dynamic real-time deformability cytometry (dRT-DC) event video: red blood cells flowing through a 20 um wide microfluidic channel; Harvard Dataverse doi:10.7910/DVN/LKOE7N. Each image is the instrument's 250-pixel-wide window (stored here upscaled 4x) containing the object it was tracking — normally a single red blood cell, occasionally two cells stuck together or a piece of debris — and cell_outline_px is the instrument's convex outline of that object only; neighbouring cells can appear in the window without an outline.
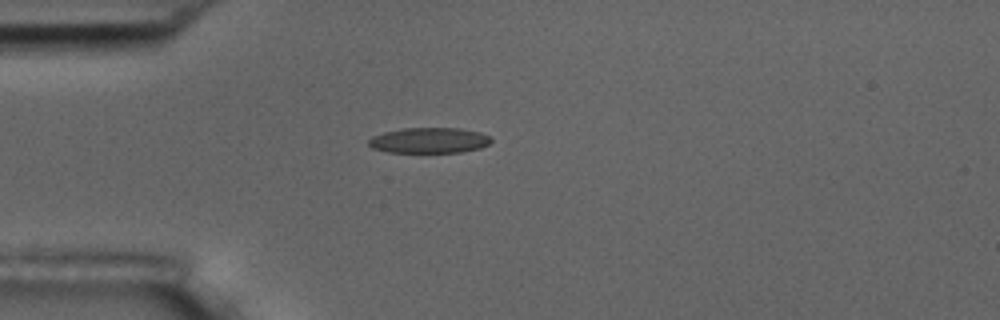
{"species": "common noctule bat (a hibernating species)", "species_latin": "Nyctalus noctula", "temperature_condition": "room temperature", "stored_images_in_passage": 2, "camera_frame_rate_fps": 3000, "um_per_image_px": 0.085, "animal": {"sex": "male", "body_mass_g": 17.5, "forearm_length_mm": 52.3}, "frame": {"image": 1, "passage_image": 1, "time_ms": 0.0, "image_size_px": [1000, 320], "cell_outline_px": [[492, 140], [488, 144], [480, 148], [460, 152], [388, 152], [372, 148], [368, 144], [368, 140], [372, 136], [384, 132], [404, 128], [460, 128], [480, 132], [488, 136]], "centroid_in_image_um": [36.46, 11.93], "position_along_channel_um": 48.5, "area_um2": 18.15}}